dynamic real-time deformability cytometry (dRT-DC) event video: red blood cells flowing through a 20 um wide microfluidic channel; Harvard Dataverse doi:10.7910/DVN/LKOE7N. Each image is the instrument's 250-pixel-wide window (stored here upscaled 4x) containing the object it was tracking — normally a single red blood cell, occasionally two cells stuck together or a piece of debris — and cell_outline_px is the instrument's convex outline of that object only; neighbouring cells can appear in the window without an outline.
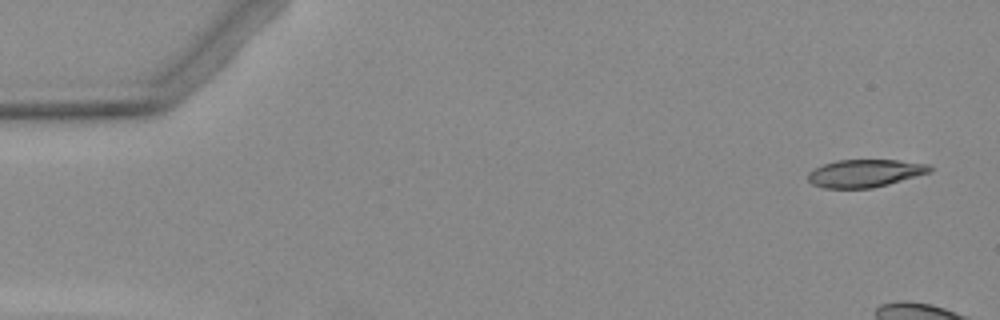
{"species": "Egyptian fruit bat (a non-hibernating species)", "species_latin": "Rousettus aegyptiacus", "temperature_condition": "warm", "stored_images_in_passage": 6, "camera_frame_rate_fps": 3000, "um_per_image_px": 0.085, "animal": {"sex": "female"}, "frame": {"image": 1, "passage_image": 1, "time_ms": 0.0, "image_size_px": [1000, 320], "cell_outline_px": [[932, 172], [888, 184], [872, 188], [824, 188], [812, 184], [808, 180], [808, 172], [824, 164], [836, 160], [896, 160], [928, 164], [932, 168]], "centroid_in_image_um": [73.52, 14.73], "position_along_channel_um": 11.5, "area_um2": 19.59}}